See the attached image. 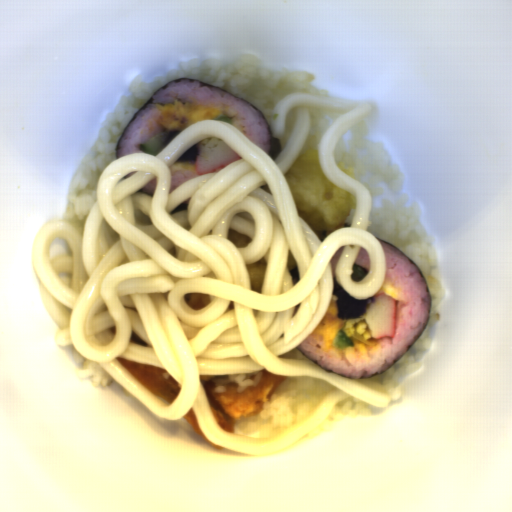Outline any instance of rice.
Returning a JSON list of instances; mask_svg holds the SVG:
<instances>
[{
  "mask_svg": "<svg viewBox=\"0 0 512 512\" xmlns=\"http://www.w3.org/2000/svg\"><path fill=\"white\" fill-rule=\"evenodd\" d=\"M180 78L198 80L257 107L271 128L272 110L289 92L327 95L313 84L314 76L307 71H271L259 66L256 57L238 55L229 65L213 58L180 61L179 65L155 78L143 82L133 80L128 95L119 99L98 131L92 157L84 159L69 187L63 221L84 226L85 219L97 202V186L105 167L116 160L117 141L134 114L164 84Z\"/></svg>",
  "mask_w": 512,
  "mask_h": 512,
  "instance_id": "1",
  "label": "rice"
},
{
  "mask_svg": "<svg viewBox=\"0 0 512 512\" xmlns=\"http://www.w3.org/2000/svg\"><path fill=\"white\" fill-rule=\"evenodd\" d=\"M380 243L386 256V279L373 299L381 294L396 298L394 337L372 338L339 350L314 329L296 347L323 370L352 380L369 379L386 371L413 346L429 318L428 287L420 270L397 248Z\"/></svg>",
  "mask_w": 512,
  "mask_h": 512,
  "instance_id": "2",
  "label": "rice"
},
{
  "mask_svg": "<svg viewBox=\"0 0 512 512\" xmlns=\"http://www.w3.org/2000/svg\"><path fill=\"white\" fill-rule=\"evenodd\" d=\"M420 216L421 204L415 200L406 204V193L401 192L397 199H382L380 205L371 206L367 228L377 239L404 252L422 272L429 287L430 315L421 337L390 369L372 378L391 391L393 401L401 395L399 378L422 368L417 358L431 348L429 328L440 316L438 306L444 297L434 241L419 223Z\"/></svg>",
  "mask_w": 512,
  "mask_h": 512,
  "instance_id": "3",
  "label": "rice"
},
{
  "mask_svg": "<svg viewBox=\"0 0 512 512\" xmlns=\"http://www.w3.org/2000/svg\"><path fill=\"white\" fill-rule=\"evenodd\" d=\"M172 102L198 104L217 109L221 116L225 115L231 119L230 124L269 155V132L264 117L255 108L224 91L183 79L164 87L132 119L118 144L117 159L133 153H143L139 149L140 144L159 134H169L163 126L159 106Z\"/></svg>",
  "mask_w": 512,
  "mask_h": 512,
  "instance_id": "4",
  "label": "rice"
},
{
  "mask_svg": "<svg viewBox=\"0 0 512 512\" xmlns=\"http://www.w3.org/2000/svg\"><path fill=\"white\" fill-rule=\"evenodd\" d=\"M338 390L324 379L285 376L256 416L237 419L232 434L267 438L308 417L324 394Z\"/></svg>",
  "mask_w": 512,
  "mask_h": 512,
  "instance_id": "5",
  "label": "rice"
},
{
  "mask_svg": "<svg viewBox=\"0 0 512 512\" xmlns=\"http://www.w3.org/2000/svg\"><path fill=\"white\" fill-rule=\"evenodd\" d=\"M368 131L364 120L339 138L333 150L336 165L350 168L353 179L361 182L372 198L384 193L380 183L402 189L405 178L400 168L389 163L382 141L367 139Z\"/></svg>",
  "mask_w": 512,
  "mask_h": 512,
  "instance_id": "6",
  "label": "rice"
},
{
  "mask_svg": "<svg viewBox=\"0 0 512 512\" xmlns=\"http://www.w3.org/2000/svg\"><path fill=\"white\" fill-rule=\"evenodd\" d=\"M371 404L354 397L339 401L331 410L329 416L312 432L304 436L298 442L312 440L327 430L330 423L347 417H368L371 416Z\"/></svg>",
  "mask_w": 512,
  "mask_h": 512,
  "instance_id": "7",
  "label": "rice"
},
{
  "mask_svg": "<svg viewBox=\"0 0 512 512\" xmlns=\"http://www.w3.org/2000/svg\"><path fill=\"white\" fill-rule=\"evenodd\" d=\"M311 125L302 152H318V146L333 121L341 114L311 108ZM301 152V153H302Z\"/></svg>",
  "mask_w": 512,
  "mask_h": 512,
  "instance_id": "8",
  "label": "rice"
},
{
  "mask_svg": "<svg viewBox=\"0 0 512 512\" xmlns=\"http://www.w3.org/2000/svg\"><path fill=\"white\" fill-rule=\"evenodd\" d=\"M73 357L76 363L83 365L80 375L90 379L96 386L103 387L115 381L99 362L86 360L75 347L73 348Z\"/></svg>",
  "mask_w": 512,
  "mask_h": 512,
  "instance_id": "9",
  "label": "rice"
},
{
  "mask_svg": "<svg viewBox=\"0 0 512 512\" xmlns=\"http://www.w3.org/2000/svg\"><path fill=\"white\" fill-rule=\"evenodd\" d=\"M170 176H171V185L169 195L181 184L186 181L195 178L199 175L196 166V159L193 162H174V164L169 167Z\"/></svg>",
  "mask_w": 512,
  "mask_h": 512,
  "instance_id": "10",
  "label": "rice"
},
{
  "mask_svg": "<svg viewBox=\"0 0 512 512\" xmlns=\"http://www.w3.org/2000/svg\"><path fill=\"white\" fill-rule=\"evenodd\" d=\"M295 124H296V111H295V107H294L291 110H289V112L287 114L283 139L278 138V140L281 144V148H282L281 152H283V150L285 149V147L294 131Z\"/></svg>",
  "mask_w": 512,
  "mask_h": 512,
  "instance_id": "11",
  "label": "rice"
},
{
  "mask_svg": "<svg viewBox=\"0 0 512 512\" xmlns=\"http://www.w3.org/2000/svg\"><path fill=\"white\" fill-rule=\"evenodd\" d=\"M353 265H360L369 274L371 267H372V263H371L370 255L365 248L360 247Z\"/></svg>",
  "mask_w": 512,
  "mask_h": 512,
  "instance_id": "12",
  "label": "rice"
},
{
  "mask_svg": "<svg viewBox=\"0 0 512 512\" xmlns=\"http://www.w3.org/2000/svg\"><path fill=\"white\" fill-rule=\"evenodd\" d=\"M356 204H357V198L352 195L350 212H349L348 216L346 217L345 221L343 222V224L340 227H338L337 229L352 228V223H353V219H354V215H355V211H356Z\"/></svg>",
  "mask_w": 512,
  "mask_h": 512,
  "instance_id": "13",
  "label": "rice"
},
{
  "mask_svg": "<svg viewBox=\"0 0 512 512\" xmlns=\"http://www.w3.org/2000/svg\"><path fill=\"white\" fill-rule=\"evenodd\" d=\"M276 357H283V358H291V359H298L303 360L307 362H312L301 350H299L297 347L293 350L286 352L284 354H281ZM313 363V362H312Z\"/></svg>",
  "mask_w": 512,
  "mask_h": 512,
  "instance_id": "14",
  "label": "rice"
},
{
  "mask_svg": "<svg viewBox=\"0 0 512 512\" xmlns=\"http://www.w3.org/2000/svg\"><path fill=\"white\" fill-rule=\"evenodd\" d=\"M346 246V245H345ZM345 246H341L338 251L334 254V256L332 257L329 265H330V268H331V272H332V278H336V275H335V269H336V264H337V261L342 253V251L344 250Z\"/></svg>",
  "mask_w": 512,
  "mask_h": 512,
  "instance_id": "15",
  "label": "rice"
},
{
  "mask_svg": "<svg viewBox=\"0 0 512 512\" xmlns=\"http://www.w3.org/2000/svg\"><path fill=\"white\" fill-rule=\"evenodd\" d=\"M156 180H157V178L154 177L151 181H149L145 186H143L137 192L148 193L153 198L154 190H155V185H156Z\"/></svg>",
  "mask_w": 512,
  "mask_h": 512,
  "instance_id": "16",
  "label": "rice"
}]
</instances>
